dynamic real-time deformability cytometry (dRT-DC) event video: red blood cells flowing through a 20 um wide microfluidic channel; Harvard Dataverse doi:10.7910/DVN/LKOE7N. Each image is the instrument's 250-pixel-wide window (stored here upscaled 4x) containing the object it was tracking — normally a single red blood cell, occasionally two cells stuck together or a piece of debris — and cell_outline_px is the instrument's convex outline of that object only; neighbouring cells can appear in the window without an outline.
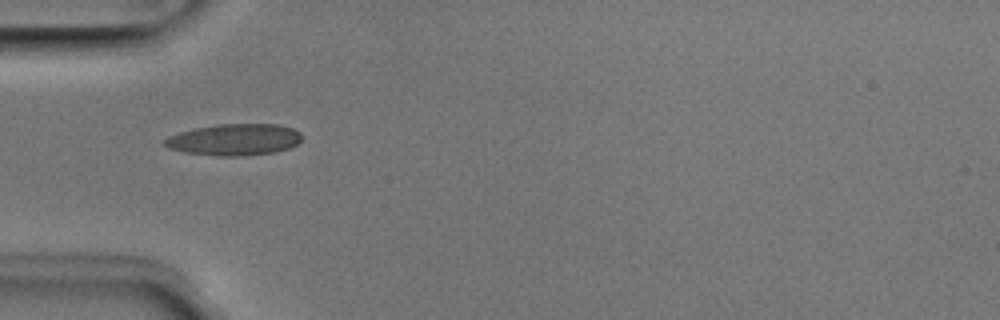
{"species": "Egyptian fruit bat (a non-hibernating species)", "species_latin": "Rousettus aegyptiacus", "temperature_condition": "room temperature", "stored_images_in_passage": 36, "camera_frame_rate_fps": 3000, "um_per_image_px": 0.085, "animal": {"sex": "male"}, "frame": {"image": 1, "passage_image": 1, "time_ms": 0.0, "image_size_px": [1000, 320], "cell_outline_px": [[304, 136], [296, 144], [288, 148], [276, 152], [244, 156], [216, 156], [184, 152], [168, 148], [160, 144], [160, 140], [168, 136], [180, 132], [196, 128], [220, 124], [276, 124], [292, 128], [300, 132]], "centroid_in_image_um": [19.88, 11.88], "position_along_channel_um": 65.1, "area_um2": 25.49}}
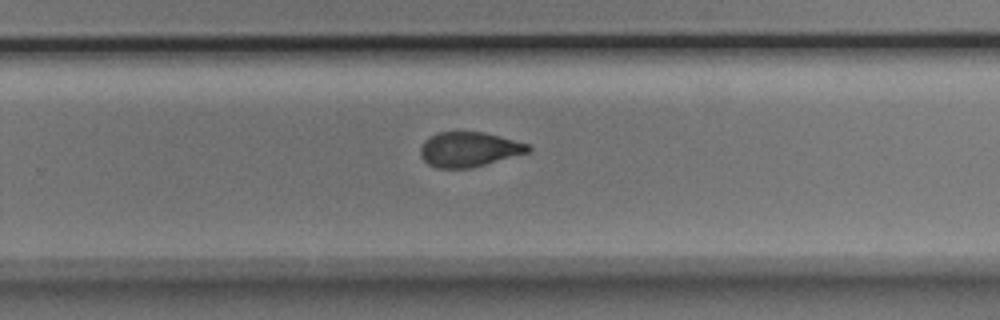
{"frame": {"image": 2, "passage_image": 18, "time_ms": 5.667, "image_size_px": [1000, 320], "cell_outline_px": [[532, 148], [528, 152], [472, 168], [436, 168], [428, 164], [420, 156], [420, 148], [424, 140], [436, 132], [484, 132], [500, 136], [528, 144]], "centroid_in_image_um": [39.83, 12.7], "position_along_channel_um": 290.0, "area_um2": 21.85}}
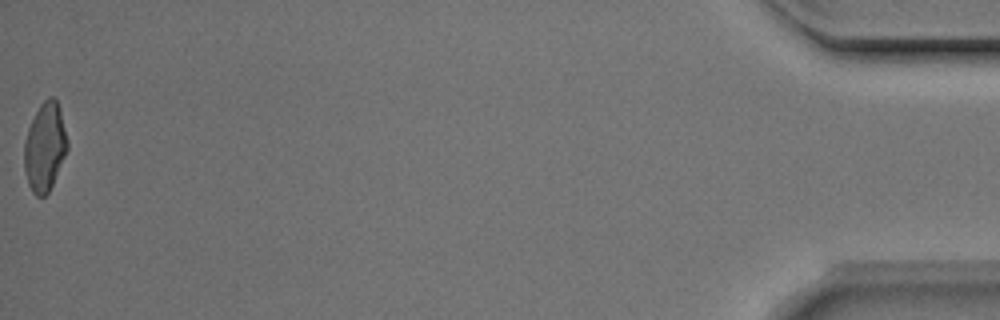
{"frame": {"image": 3, "passage_image": 36, "time_ms": 11.667, "image_size_px": [1000, 320], "cell_outline_px": [[68, 148], [52, 184], [48, 192], [44, 196], [36, 196], [32, 192], [28, 184], [24, 168], [24, 140], [28, 128], [40, 104], [48, 96], [52, 96], [56, 100], [60, 108], [68, 140]], "centroid_in_image_um": [3.81, 12.47], "position_along_channel_um": 431.4, "area_um2": 22.2}, "authors_computed_cell_mechanics": {"area_um2": 22.9177, "velocity_mm_per_s": 3.9847, "shape_relaxation_time_tau1_ms": 3.3899, "shape_relaxation_time_tau2_ms": 1.3583, "deformation_change_tau1": 0.1512, "deformation_change_tau2": 0.0718}}